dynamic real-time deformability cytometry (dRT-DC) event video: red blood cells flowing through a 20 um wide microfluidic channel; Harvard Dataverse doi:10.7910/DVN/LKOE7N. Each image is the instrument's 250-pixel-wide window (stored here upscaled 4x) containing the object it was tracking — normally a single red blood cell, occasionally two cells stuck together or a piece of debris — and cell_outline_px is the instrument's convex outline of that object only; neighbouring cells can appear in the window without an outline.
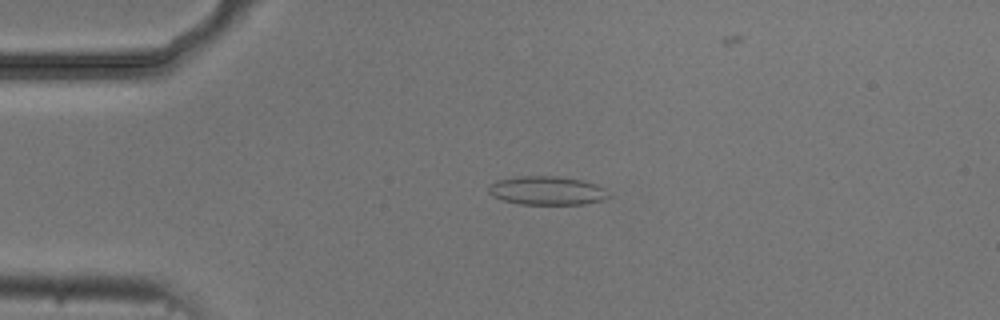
{"species": "common noctule bat (a hibernating species)", "species_latin": "Nyctalus noctula", "temperature_condition": "cold", "stored_images_in_passage": 5, "camera_frame_rate_fps": 3000, "um_per_image_px": 0.085, "animal": {"sex": "male", "body_mass_g": 20.5, "forearm_length_mm": 52.5}, "frame": {"image": 1, "passage_image": 3, "time_ms": 3.0, "image_size_px": [1000, 320], "cell_outline_px": [[612, 196], [604, 200], [584, 204], [520, 204], [504, 200], [492, 196], [488, 192], [488, 188], [496, 180], [520, 176], [556, 176], [584, 180], [596, 184], [604, 188]], "centroid_in_image_um": [46.54, 16.2], "position_along_channel_um": 38.5, "area_um2": 20.17}}
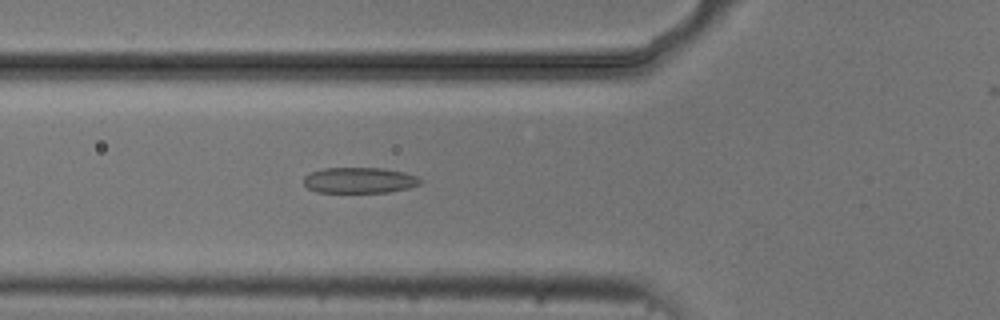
{"frame": {"image": 2, "passage_image": 5, "time_ms": 5.333, "image_size_px": [1000, 320], "cell_outline_px": [[424, 180], [420, 184], [408, 188], [388, 192], [316, 192], [308, 188], [304, 184], [304, 176], [312, 172], [324, 168], [384, 168], [404, 172], [416, 176]], "centroid_in_image_um": [30.57, 15.32], "position_along_channel_um": 95.2, "area_um2": 17.51}}